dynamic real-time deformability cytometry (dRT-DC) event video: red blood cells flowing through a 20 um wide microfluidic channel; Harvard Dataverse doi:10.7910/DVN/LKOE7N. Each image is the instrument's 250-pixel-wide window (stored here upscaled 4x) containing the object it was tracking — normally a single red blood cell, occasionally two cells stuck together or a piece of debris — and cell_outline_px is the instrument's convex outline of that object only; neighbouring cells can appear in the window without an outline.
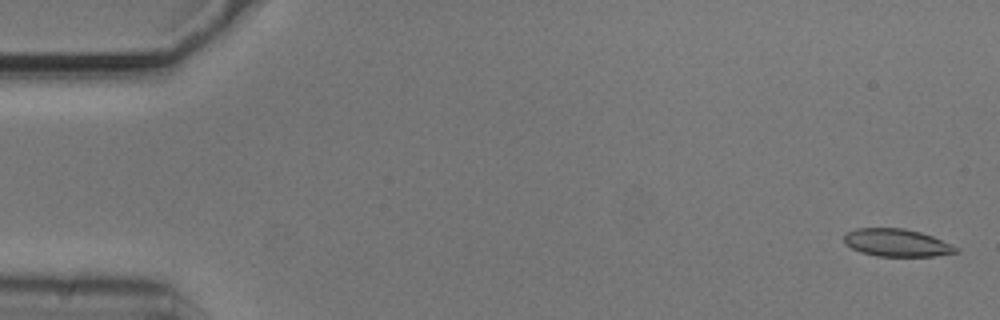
{"species": "common noctule bat (a hibernating species)", "species_latin": "Nyctalus noctula", "temperature_condition": "cold", "stored_images_in_passage": 54, "camera_frame_rate_fps": 3000, "um_per_image_px": 0.085, "animal": {"sex": "male", "body_mass_g": 20.5, "forearm_length_mm": 52.5}, "frame": {"image": 1, "passage_image": 2, "time_ms": 0.333, "image_size_px": [1000, 320], "cell_outline_px": [[960, 252], [932, 256], [876, 256], [860, 252], [844, 244], [844, 236], [848, 232], [856, 228], [904, 228], [920, 232], [932, 236], [952, 244], [960, 248]], "centroid_in_image_um": [76.24, 20.63], "position_along_channel_um": 8.8, "area_um2": 18.09}}
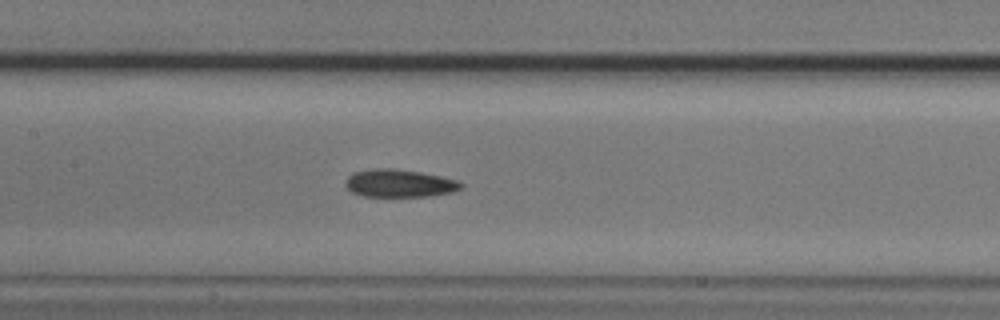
{"frame": {"image": 2, "passage_image": 26, "time_ms": 8.333, "image_size_px": [1000, 320], "cell_outline_px": [[464, 188], [452, 192], [428, 196], [364, 196], [352, 192], [344, 184], [344, 180], [352, 172], [376, 168], [392, 168], [420, 172], [440, 176], [456, 180], [464, 184]], "centroid_in_image_um": [33.93, 15.57], "position_along_channel_um": 173.5, "area_um2": 18.73}}
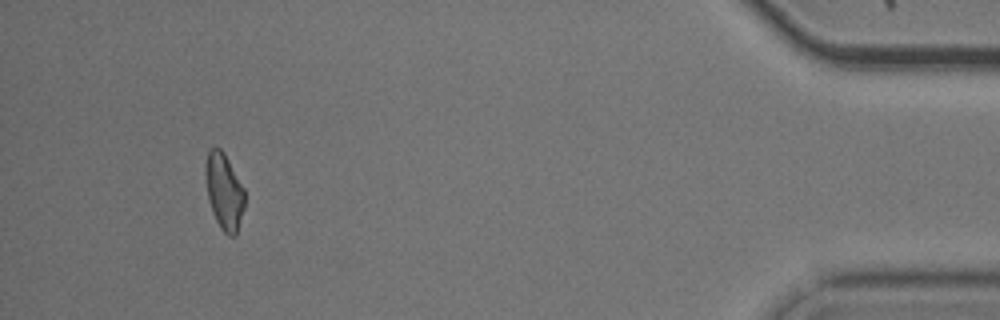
{"frame": {"image": 3, "passage_image": 51, "time_ms": 16.667, "image_size_px": [1000, 320], "cell_outline_px": [[244, 208], [236, 236], [228, 236], [220, 228], [212, 212], [208, 196], [204, 172], [204, 168], [208, 152], [212, 148], [220, 148], [224, 152], [244, 188]], "centroid_in_image_um": [19.05, 16.28], "position_along_channel_um": 416.2, "area_um2": 17.4}}